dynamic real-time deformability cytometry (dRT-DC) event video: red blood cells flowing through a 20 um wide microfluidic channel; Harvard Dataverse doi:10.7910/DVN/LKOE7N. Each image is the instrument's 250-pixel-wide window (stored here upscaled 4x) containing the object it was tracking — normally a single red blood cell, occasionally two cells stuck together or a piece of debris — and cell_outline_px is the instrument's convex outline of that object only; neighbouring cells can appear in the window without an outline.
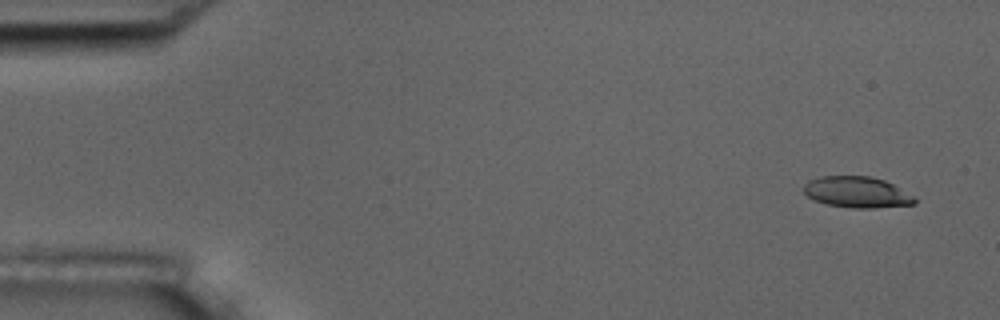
{"species": "common noctule bat (a hibernating species)", "species_latin": "Nyctalus noctula", "temperature_condition": "room temperature", "stored_images_in_passage": 8, "camera_frame_rate_fps": 3000, "um_per_image_px": 0.085, "animal": {"sex": "male", "body_mass_g": 17.5, "forearm_length_mm": 52.3}, "frame": {"image": 1, "passage_image": 1, "time_ms": 0.0, "image_size_px": [1000, 320], "cell_outline_px": [[916, 204], [872, 208], [852, 208], [828, 204], [812, 200], [804, 192], [804, 184], [808, 180], [820, 176], [872, 176], [884, 180], [892, 184], [912, 196], [916, 200]], "centroid_in_image_um": [72.8, 16.33], "position_along_channel_um": 12.2, "area_um2": 20.0}}
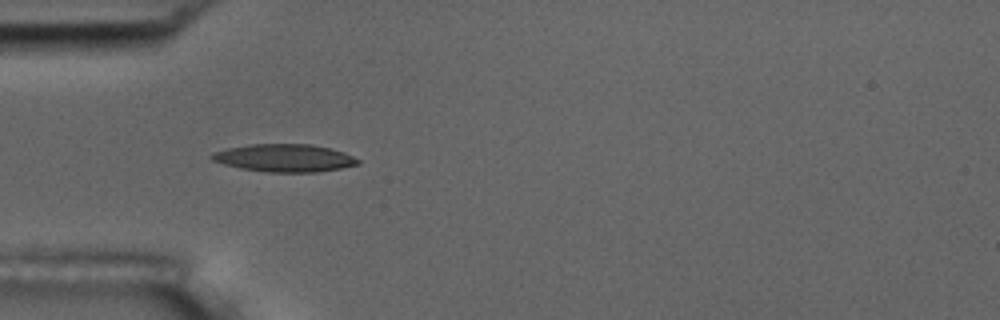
{"frame": {"image": 2, "passage_image": 5, "time_ms": 4.667, "image_size_px": [1000, 320], "cell_outline_px": [[360, 164], [340, 168], [316, 172], [268, 172], [240, 168], [224, 164], [212, 160], [208, 156], [212, 152], [228, 148], [248, 144], [312, 144], [332, 148], [344, 152], [360, 160]], "centroid_in_image_um": [24.17, 13.42], "position_along_channel_um": 60.8, "area_um2": 23.7}}
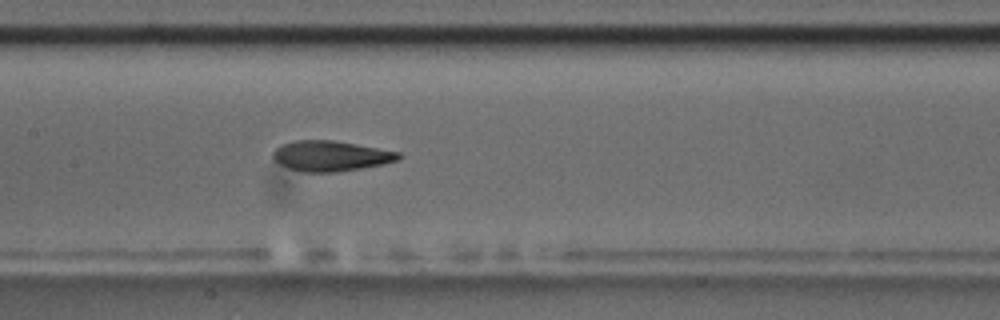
{"frame": {"image": 3, "passage_image": 8, "time_ms": 8.0, "image_size_px": [1000, 320], "cell_outline_px": [[404, 156], [400, 160], [384, 164], [336, 172], [304, 172], [288, 168], [280, 164], [272, 156], [272, 152], [276, 148], [284, 144], [296, 140], [332, 140], [356, 144], [400, 152]], "centroid_in_image_um": [28.15, 13.26], "position_along_channel_um": 179.2, "area_um2": 22.2}}